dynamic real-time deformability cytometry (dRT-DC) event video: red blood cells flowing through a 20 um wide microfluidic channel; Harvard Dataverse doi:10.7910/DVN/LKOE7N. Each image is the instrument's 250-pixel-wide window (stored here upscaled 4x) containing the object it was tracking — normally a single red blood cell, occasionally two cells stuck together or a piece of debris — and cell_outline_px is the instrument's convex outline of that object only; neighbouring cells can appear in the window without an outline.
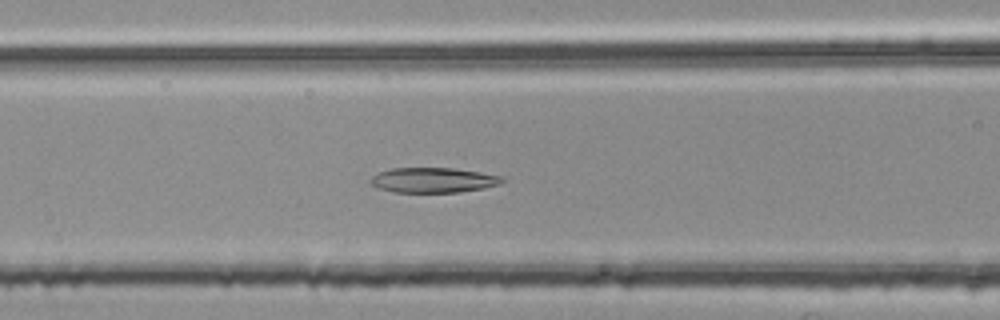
{"species": "common noctule bat (a hibernating species)", "species_latin": "Nyctalus noctula", "temperature_condition": "room temperature", "stored_images_in_passage": 53, "segment_of_instrument_passage": [2, 2], "camera_frame_rate_fps": 3000, "um_per_image_px": 0.085, "animal": {"sex": "female", "body_mass_g": 25.1}, "frame": {"image": 1, "passage_image": 23, "time_ms": 7.333, "image_size_px": [1000, 320], "cell_outline_px": [[504, 180], [500, 184], [484, 188], [460, 192], [392, 192], [368, 184], [368, 180], [372, 176], [380, 172], [392, 168], [452, 168], [480, 172], [504, 176]], "centroid_in_image_um": [36.82, 15.31], "position_along_channel_um": 129.8, "area_um2": 19.31}}
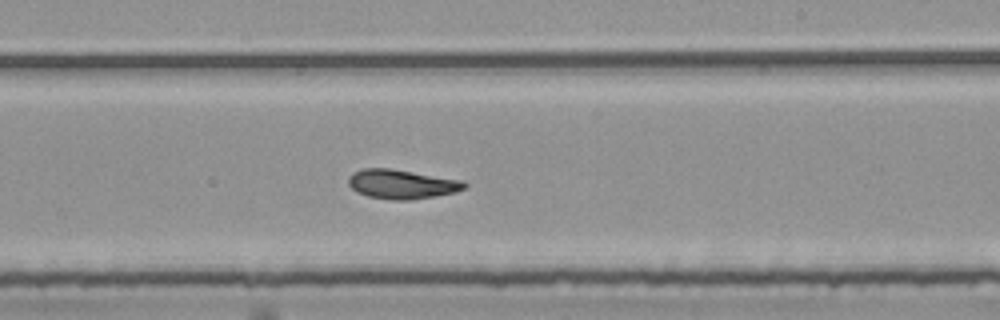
{"frame": {"image": 2, "passage_image": 33, "time_ms": 10.667, "image_size_px": [1000, 320], "cell_outline_px": [[468, 184], [464, 188], [456, 192], [436, 196], [408, 200], [388, 200], [368, 196], [356, 192], [348, 184], [348, 176], [352, 172], [360, 168], [392, 168], [464, 180]], "centroid_in_image_um": [34.14, 15.64], "position_along_channel_um": 254.9, "area_um2": 20.17}}
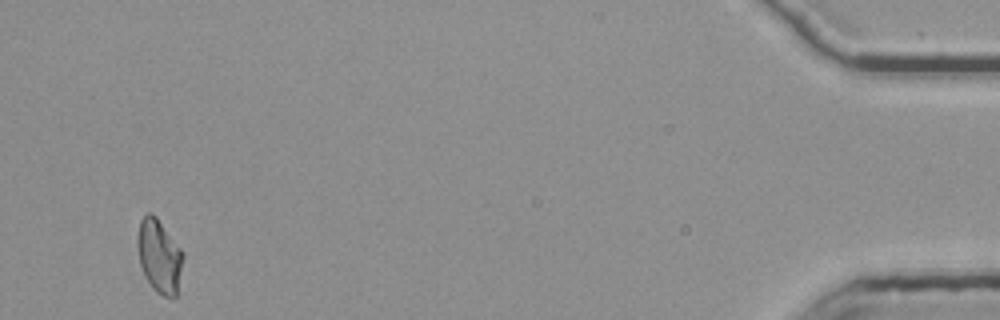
{"frame": {"image": 3, "passage_image": 53, "time_ms": 17.333, "image_size_px": [1000, 320], "cell_outline_px": [[184, 256], [176, 296], [172, 300], [156, 292], [152, 288], [144, 276], [140, 264], [136, 244], [136, 236], [140, 220], [148, 212], [152, 212], [156, 216], [184, 252]], "centroid_in_image_um": [13.52, 21.77], "position_along_channel_um": 421.7, "area_um2": 19.88}}